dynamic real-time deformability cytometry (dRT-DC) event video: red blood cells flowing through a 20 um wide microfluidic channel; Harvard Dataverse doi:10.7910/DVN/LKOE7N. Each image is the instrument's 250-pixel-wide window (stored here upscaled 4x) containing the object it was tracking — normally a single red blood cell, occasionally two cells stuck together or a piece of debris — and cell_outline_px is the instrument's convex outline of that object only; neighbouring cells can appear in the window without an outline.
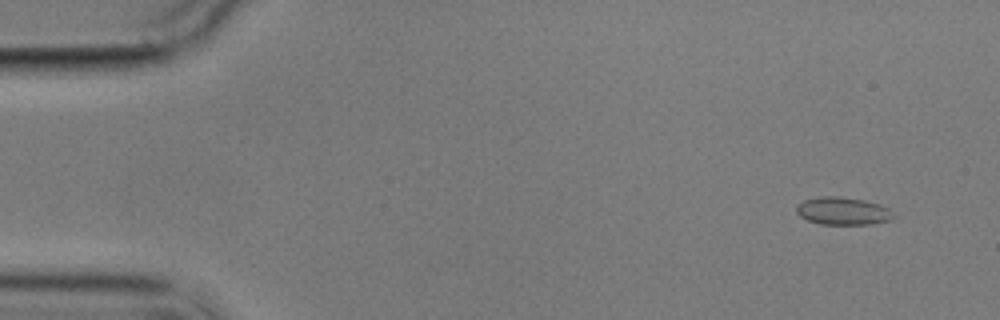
{"species": "common noctule bat (a hibernating species)", "species_latin": "Nyctalus noctula", "temperature_condition": "cold", "stored_images_in_passage": 7, "camera_frame_rate_fps": 3000, "um_per_image_px": 0.085, "animal": {"sex": "male", "body_mass_g": 17.9}, "frame": {"image": 1, "passage_image": 1, "time_ms": 0.0, "image_size_px": [1000, 320], "cell_outline_px": [[896, 216], [892, 220], [872, 224], [820, 224], [808, 220], [800, 216], [796, 212], [796, 204], [804, 200], [824, 196], [840, 196], [864, 200], [880, 204], [888, 208]], "centroid_in_image_um": [71.66, 17.94], "position_along_channel_um": 13.3, "area_um2": 15.78}}
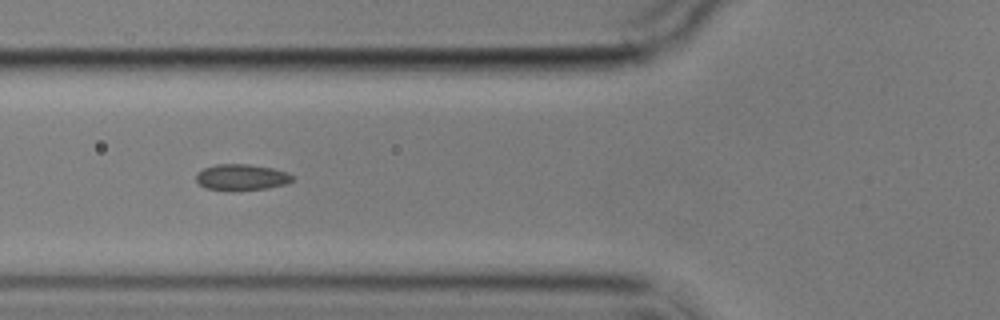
{"frame": {"image": 2, "passage_image": 6, "time_ms": 5.667, "image_size_px": [1000, 320], "cell_outline_px": [[292, 180], [288, 184], [268, 188], [204, 188], [196, 180], [196, 172], [204, 168], [216, 164], [248, 164], [272, 168], [288, 172], [292, 176]], "centroid_in_image_um": [20.54, 15.02], "position_along_channel_um": 105.3, "area_um2": 14.1}}
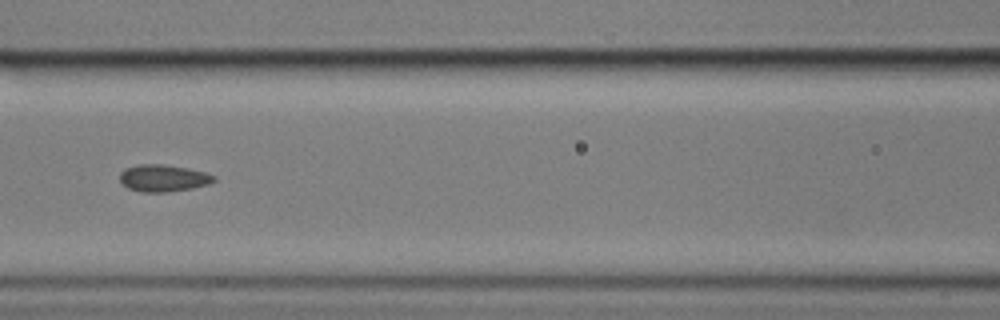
{"frame": {"image": 3, "passage_image": 7, "time_ms": 7.0, "image_size_px": [1000, 320], "cell_outline_px": [[216, 180], [208, 184], [192, 188], [164, 192], [140, 192], [128, 188], [120, 180], [120, 172], [124, 168], [140, 164], [164, 164], [188, 168], [204, 172], [216, 176]], "centroid_in_image_um": [13.87, 15.13], "position_along_channel_um": 152.7, "area_um2": 14.8}}